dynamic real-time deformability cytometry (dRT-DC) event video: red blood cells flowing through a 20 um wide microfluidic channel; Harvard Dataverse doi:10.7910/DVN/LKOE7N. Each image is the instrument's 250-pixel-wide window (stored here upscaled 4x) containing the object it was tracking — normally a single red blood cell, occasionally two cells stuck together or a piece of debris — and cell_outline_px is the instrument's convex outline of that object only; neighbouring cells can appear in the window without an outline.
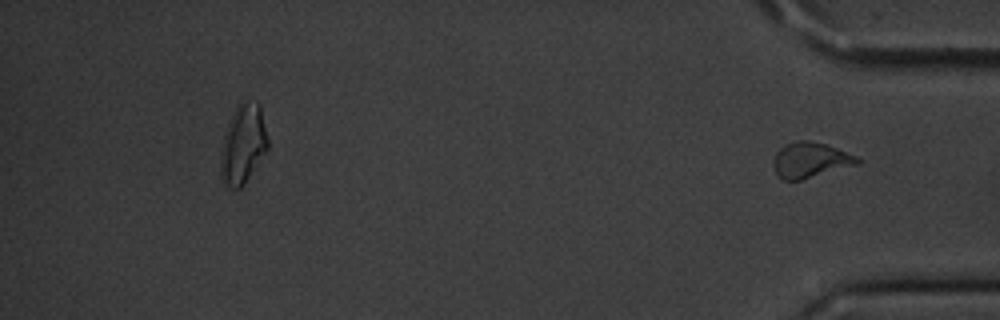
{"species": "common noctule bat (a hibernating species)", "species_latin": "Nyctalus noctula", "temperature_condition": "cold", "stored_images_in_passage": 12, "segment_of_instrument_passage": [2, 2], "camera_frame_rate_fps": 3000, "um_per_image_px": 0.085, "animal": {"sex": "male", "body_mass_g": 20.1, "forearm_length_mm": 53.5}, "frame": {"image": 1, "passage_image": 12, "time_ms": 3.667, "image_size_px": [1000, 320], "cell_outline_px": [[860, 164], [800, 180], [780, 180], [776, 176], [776, 152], [784, 144], [796, 140], [808, 140], [824, 144], [836, 148], [856, 156], [860, 160]], "centroid_in_image_um": [68.89, 13.61], "position_along_channel_um": 366.3, "area_um2": 17.11}}